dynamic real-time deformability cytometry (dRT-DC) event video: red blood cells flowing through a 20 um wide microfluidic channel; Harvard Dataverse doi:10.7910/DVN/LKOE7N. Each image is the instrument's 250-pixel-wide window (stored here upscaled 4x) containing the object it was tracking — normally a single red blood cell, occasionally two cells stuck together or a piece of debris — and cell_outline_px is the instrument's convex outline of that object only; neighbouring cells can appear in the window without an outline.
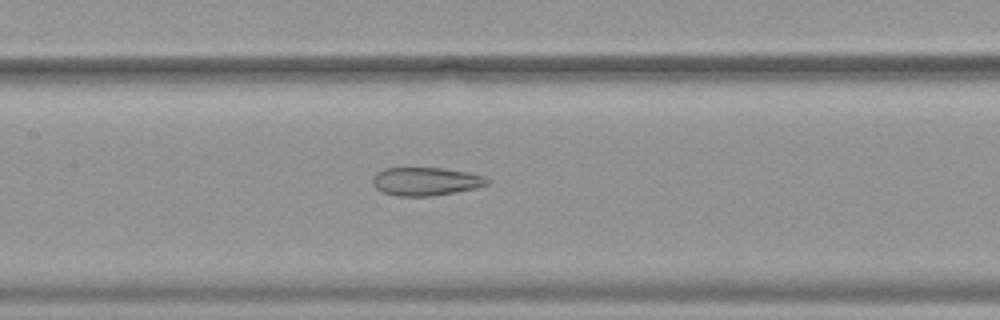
{"species": "common noctule bat (a hibernating species)", "species_latin": "Nyctalus noctula", "temperature_condition": "warm", "stored_images_in_passage": 48, "camera_frame_rate_fps": 3000, "um_per_image_px": 0.085, "animal": {"sex": "female", "body_mass_g": 19.9}, "frame": {"image": 1, "passage_image": 21, "time_ms": 6.667, "image_size_px": [1000, 320], "cell_outline_px": [[492, 180], [488, 184], [476, 188], [456, 192], [432, 196], [396, 196], [380, 192], [372, 184], [372, 180], [376, 172], [384, 168], [444, 168], [468, 172], [484, 176]], "centroid_in_image_um": [36.19, 15.42], "position_along_channel_um": 171.2, "area_um2": 19.13}}
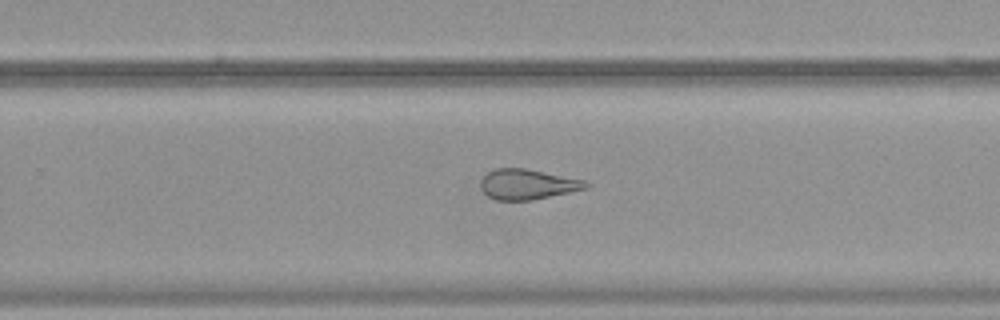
{"frame": {"image": 2, "passage_image": 30, "time_ms": 9.667, "image_size_px": [1000, 320], "cell_outline_px": [[592, 184], [588, 188], [532, 200], [496, 200], [488, 196], [480, 188], [480, 180], [488, 172], [496, 168], [524, 168], [584, 180]], "centroid_in_image_um": [44.83, 15.67], "position_along_channel_um": 285.0, "area_um2": 18.5}}
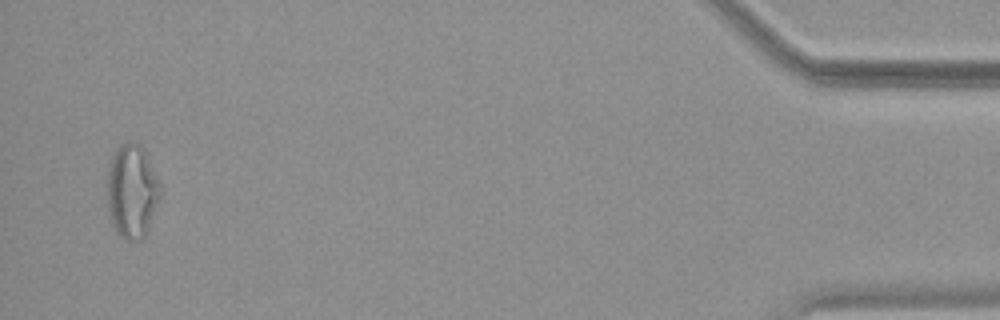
{"frame": {"image": 3, "passage_image": 47, "time_ms": 15.333, "image_size_px": [1000, 320], "cell_outline_px": [[164, 188], [160, 200], [148, 228], [144, 236], [140, 240], [124, 240], [116, 232], [112, 224], [104, 192], [108, 164], [116, 148], [120, 144], [128, 140], [136, 140], [144, 148]], "centroid_in_image_um": [11.21, 16.19], "position_along_channel_um": 424.0, "area_um2": 30.46}, "authors_computed_cell_mechanics": {"area_um2": 24.4783, "velocity_mm_per_s": 3.8098, "shape_relaxation_time_tau1_ms": null, "shape_relaxation_time_tau2_ms": 1.8276, "deformation_change_tau1": null, "deformation_change_tau2": 0.1074}}